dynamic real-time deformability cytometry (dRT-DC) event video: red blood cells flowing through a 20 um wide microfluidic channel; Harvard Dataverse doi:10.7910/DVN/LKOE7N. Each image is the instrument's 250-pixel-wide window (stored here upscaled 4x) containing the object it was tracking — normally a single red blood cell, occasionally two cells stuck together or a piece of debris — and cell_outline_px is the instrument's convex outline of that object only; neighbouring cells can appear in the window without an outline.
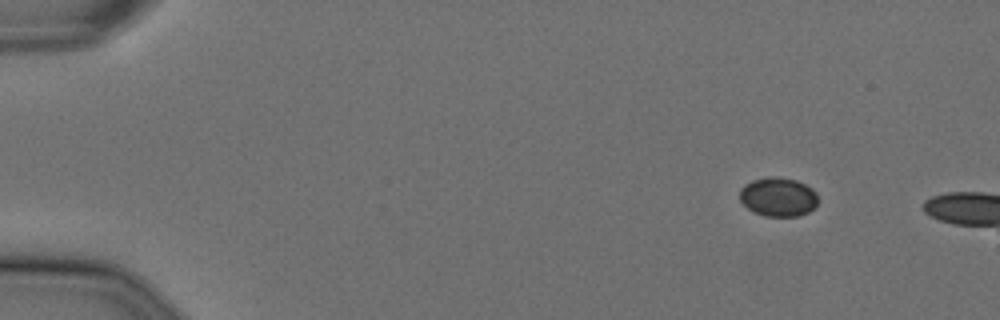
{"species": "Egyptian fruit bat (a non-hibernating species)", "species_latin": "Rousettus aegyptiacus", "temperature_condition": "cold", "stored_images_in_passage": 5, "camera_frame_rate_fps": 3000, "um_per_image_px": 0.085, "animal": {"sex": "female"}, "frame": {"image": 1, "passage_image": 1, "time_ms": 0.0, "image_size_px": [1000, 320], "cell_outline_px": [[816, 204], [808, 212], [800, 216], [764, 216], [752, 212], [740, 200], [740, 188], [744, 184], [752, 180], [768, 176], [776, 176], [796, 180], [812, 188], [816, 192]], "centroid_in_image_um": [66.11, 16.73], "position_along_channel_um": 18.9, "area_um2": 17.86}}